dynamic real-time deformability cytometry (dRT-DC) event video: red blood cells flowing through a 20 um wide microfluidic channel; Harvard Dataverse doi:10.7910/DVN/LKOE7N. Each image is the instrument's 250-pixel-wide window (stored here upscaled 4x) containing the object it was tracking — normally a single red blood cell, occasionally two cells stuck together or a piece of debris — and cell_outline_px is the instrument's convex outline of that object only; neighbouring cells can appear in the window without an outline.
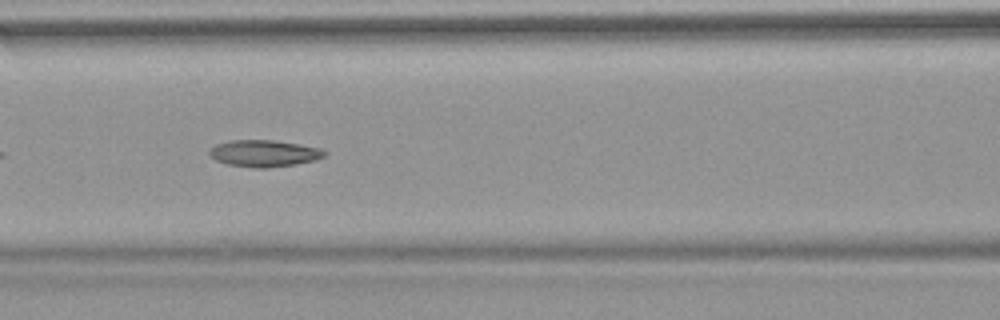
{"species": "common noctule bat (a hibernating species)", "species_latin": "Nyctalus noctula", "temperature_condition": "warm", "stored_images_in_passage": 12, "camera_frame_rate_fps": 3000, "um_per_image_px": 0.085, "animal": {"sex": "female", "body_mass_g": 18.4}, "frame": {"image": 1, "passage_image": 9, "time_ms": 2.667, "image_size_px": [1000, 320], "cell_outline_px": [[328, 152], [324, 156], [316, 160], [296, 164], [268, 168], [256, 168], [228, 164], [216, 160], [208, 152], [216, 144], [232, 140], [272, 140], [300, 144], [320, 148]], "centroid_in_image_um": [22.49, 13.03], "position_along_channel_um": 144.1, "area_um2": 17.86}}